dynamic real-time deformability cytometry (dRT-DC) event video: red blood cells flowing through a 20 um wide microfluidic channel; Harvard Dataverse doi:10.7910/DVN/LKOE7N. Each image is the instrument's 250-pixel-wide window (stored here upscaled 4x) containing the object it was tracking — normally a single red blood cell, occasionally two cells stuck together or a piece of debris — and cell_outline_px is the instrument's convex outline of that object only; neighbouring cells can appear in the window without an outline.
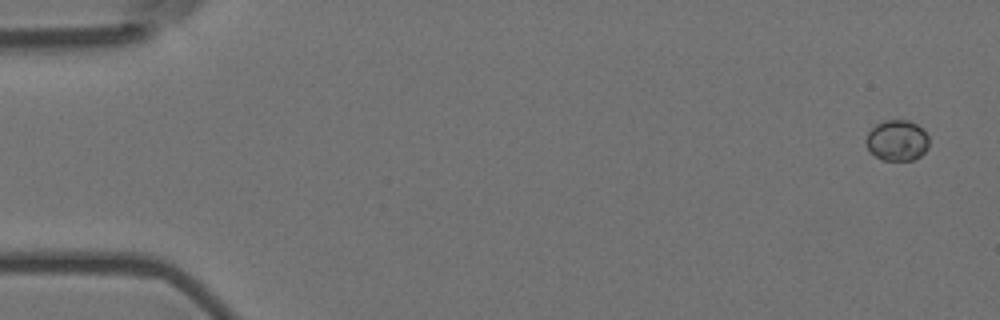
{"species": "Egyptian fruit bat (a non-hibernating species)", "species_latin": "Rousettus aegyptiacus", "temperature_condition": "room temperature", "stored_images_in_passage": 6, "camera_frame_rate_fps": 3000, "um_per_image_px": 0.085, "animal": {"sex": "female"}, "frame": {"image": 1, "passage_image": 1, "time_ms": 0.0, "image_size_px": [1000, 320], "cell_outline_px": [[928, 148], [920, 156], [912, 160], [880, 160], [868, 148], [864, 140], [868, 132], [876, 124], [884, 120], [908, 120], [916, 124], [928, 136]], "centroid_in_image_um": [76.23, 11.94], "position_along_channel_um": 8.8, "area_um2": 14.91}}